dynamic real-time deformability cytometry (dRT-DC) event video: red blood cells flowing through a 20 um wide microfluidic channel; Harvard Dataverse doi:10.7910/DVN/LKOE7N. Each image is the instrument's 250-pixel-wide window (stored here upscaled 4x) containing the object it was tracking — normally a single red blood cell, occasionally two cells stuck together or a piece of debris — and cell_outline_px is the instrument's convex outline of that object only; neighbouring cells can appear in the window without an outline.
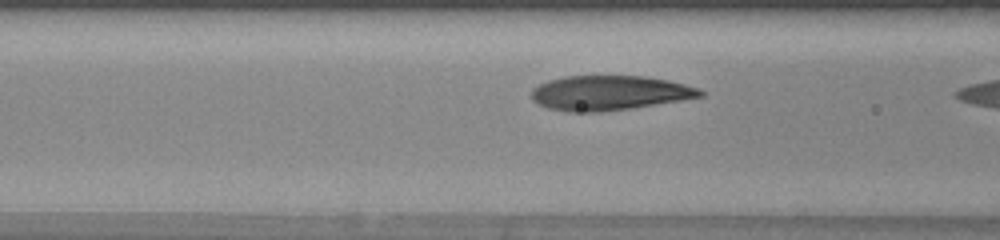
{"species": "human", "species_latin": "Homo sapiens", "temperature_condition": "warm", "stored_images_in_passage": 9, "camera_frame_rate_fps": 3000, "um_per_image_px": 0.085, "donor": {"sex": "female"}, "frame": {"image": 1, "passage_image": 7, "time_ms": 2.0, "image_size_px": [1000, 240], "cell_outline_px": [[704, 96], [632, 108], [600, 112], [568, 112], [548, 108], [536, 104], [532, 100], [532, 88], [548, 80], [564, 76], [644, 76], [668, 80], [700, 88], [704, 92]], "centroid_in_image_um": [51.78, 7.9], "position_along_channel_um": 114.8, "area_um2": 34.22}}